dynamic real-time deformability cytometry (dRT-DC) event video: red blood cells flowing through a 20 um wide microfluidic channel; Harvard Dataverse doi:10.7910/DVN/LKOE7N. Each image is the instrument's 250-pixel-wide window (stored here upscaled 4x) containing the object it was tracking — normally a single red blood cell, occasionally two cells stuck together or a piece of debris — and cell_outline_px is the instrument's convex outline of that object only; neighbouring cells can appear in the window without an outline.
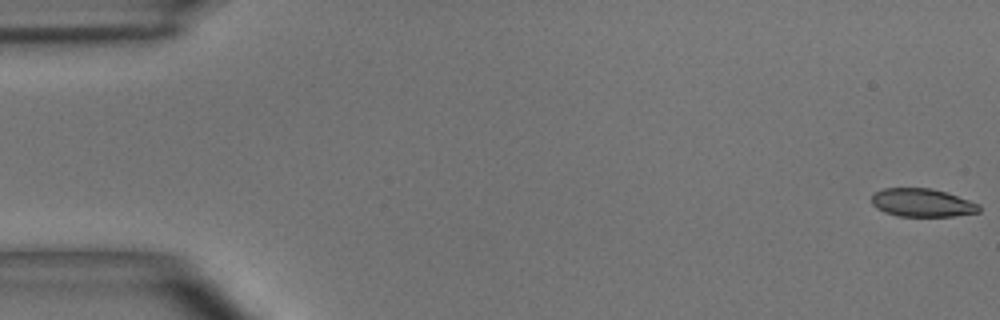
{"species": "common noctule bat (a hibernating species)", "species_latin": "Nyctalus noctula", "temperature_condition": "room temperature", "stored_images_in_passage": 55, "camera_frame_rate_fps": 3000, "um_per_image_px": 0.085, "animal": {"sex": "male", "body_mass_g": 15.6}, "frame": {"image": 1, "passage_image": 1, "time_ms": 0.0, "image_size_px": [1000, 320], "cell_outline_px": [[980, 212], [952, 216], [900, 216], [884, 212], [876, 208], [872, 204], [872, 196], [876, 192], [884, 188], [932, 188], [948, 192], [980, 204]], "centroid_in_image_um": [78.41, 17.22], "position_along_channel_um": 6.6, "area_um2": 17.74}}
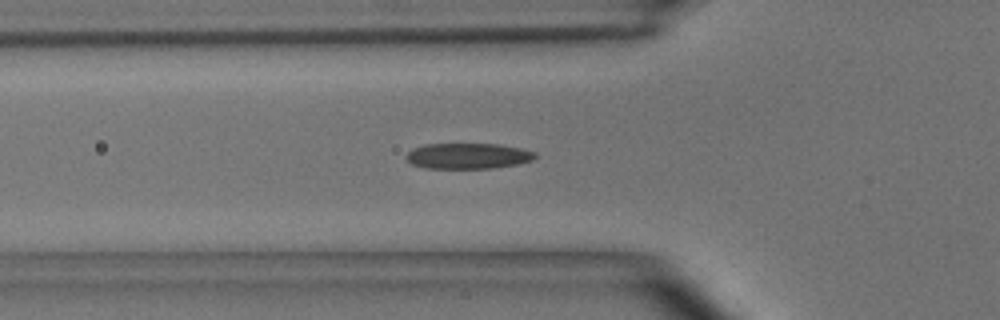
{"frame": {"image": 2, "passage_image": 19, "time_ms": 6.0, "image_size_px": [1000, 320], "cell_outline_px": [[536, 156], [532, 160], [520, 164], [492, 168], [424, 168], [412, 164], [404, 160], [404, 156], [412, 148], [424, 144], [496, 144], [520, 148], [536, 152]], "centroid_in_image_um": [39.73, 13.26], "position_along_channel_um": 86.1, "area_um2": 19.48}}
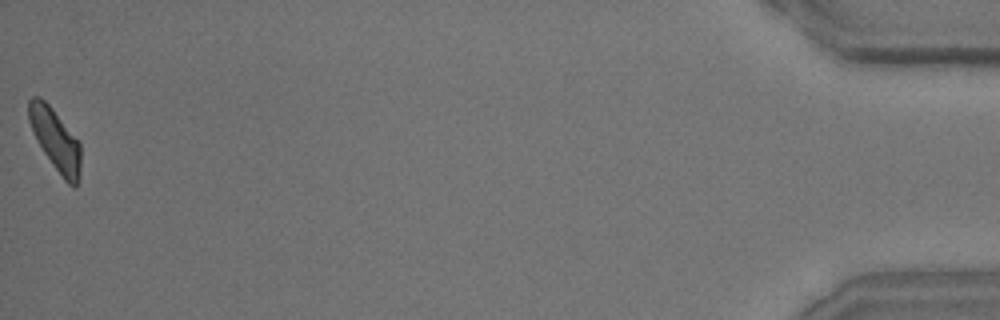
{"frame": {"image": 3, "passage_image": 55, "time_ms": 18.0, "image_size_px": [1000, 320], "cell_outline_px": [[80, 168], [76, 188], [72, 188], [64, 180], [52, 164], [44, 152], [28, 120], [28, 100], [32, 96], [40, 96], [52, 108], [80, 144]], "centroid_in_image_um": [4.7, 11.88], "position_along_channel_um": 430.5, "area_um2": 18.26}, "authors_computed_cell_mechanics": {"area_um2": 19.3052, "velocity_mm_per_s": 3.6603, "shape_relaxation_time_tau1_ms": 8.0285, "shape_relaxation_time_tau2_ms": 2.3638, "deformation_change_tau1": 0.2014, "deformation_change_tau2": 0.0956}}